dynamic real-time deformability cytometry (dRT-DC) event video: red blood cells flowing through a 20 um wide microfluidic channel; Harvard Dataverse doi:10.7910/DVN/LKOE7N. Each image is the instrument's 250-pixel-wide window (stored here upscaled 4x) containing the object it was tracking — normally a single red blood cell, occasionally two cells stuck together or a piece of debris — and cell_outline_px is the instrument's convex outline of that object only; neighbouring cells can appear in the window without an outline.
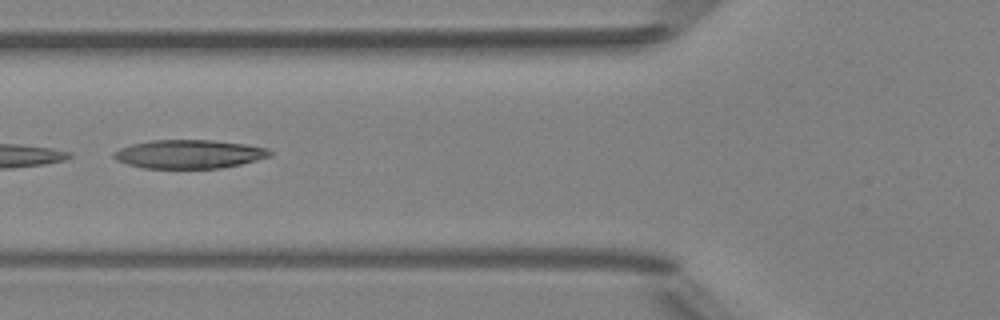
{"species": "Egyptian fruit bat (a non-hibernating species)", "species_latin": "Rousettus aegyptiacus", "temperature_condition": "room temperature", "stored_images_in_passage": 5, "camera_frame_rate_fps": 3000, "um_per_image_px": 0.085, "animal": {"sex": "female"}, "frame": {"image": 1, "passage_image": 4, "time_ms": 3.667, "image_size_px": [1000, 320], "cell_outline_px": [[272, 156], [240, 164], [220, 168], [144, 168], [128, 164], [116, 160], [112, 156], [112, 152], [120, 148], [132, 144], [152, 140], [212, 140], [244, 144], [268, 148], [272, 152]], "centroid_in_image_um": [16.07, 13.1], "position_along_channel_um": 109.7, "area_um2": 26.01}}
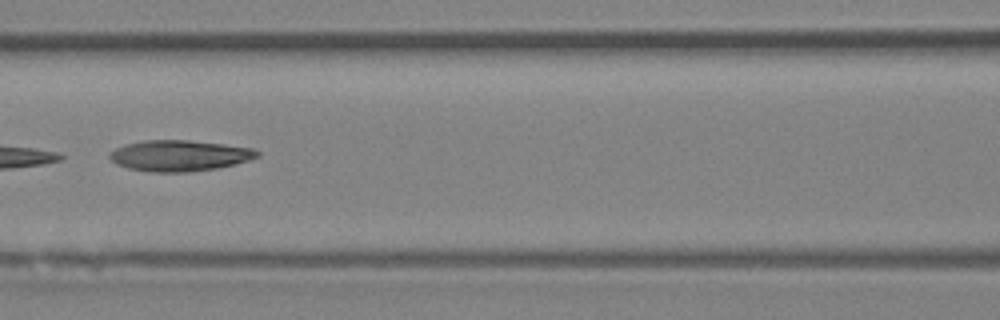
{"frame": {"image": 2, "passage_image": 5, "time_ms": 4.667, "image_size_px": [1000, 320], "cell_outline_px": [[260, 156], [236, 164], [216, 168], [188, 172], [152, 172], [128, 168], [116, 164], [108, 156], [116, 148], [124, 144], [144, 140], [188, 140], [224, 144], [252, 148], [260, 152]], "centroid_in_image_um": [15.26, 13.23], "position_along_channel_um": 151.3, "area_um2": 26.59}}